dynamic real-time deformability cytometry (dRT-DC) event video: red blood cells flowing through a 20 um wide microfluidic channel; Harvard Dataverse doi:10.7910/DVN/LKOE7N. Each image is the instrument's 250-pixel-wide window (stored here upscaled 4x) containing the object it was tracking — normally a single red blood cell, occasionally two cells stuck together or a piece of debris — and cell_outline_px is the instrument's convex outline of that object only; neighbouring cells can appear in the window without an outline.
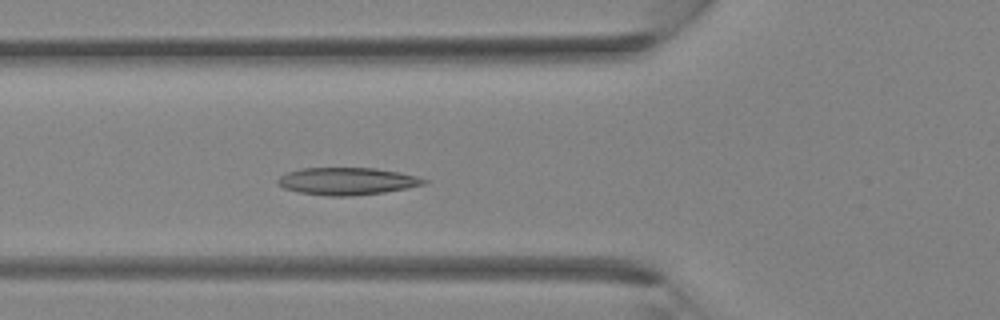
{"species": "Egyptian fruit bat (a non-hibernating species)", "species_latin": "Rousettus aegyptiacus", "temperature_condition": "room temperature", "stored_images_in_passage": 25, "camera_frame_rate_fps": 3000, "um_per_image_px": 0.085, "animal": {"sex": "female"}, "frame": {"image": 1, "passage_image": 2, "time_ms": 0.333, "image_size_px": [1000, 320], "cell_outline_px": [[428, 180], [424, 184], [384, 192], [352, 196], [328, 196], [300, 192], [284, 188], [276, 184], [276, 180], [280, 176], [288, 172], [300, 168], [376, 168], [400, 172], [416, 176]], "centroid_in_image_um": [29.46, 15.39], "position_along_channel_um": 96.3, "area_um2": 23.18}}
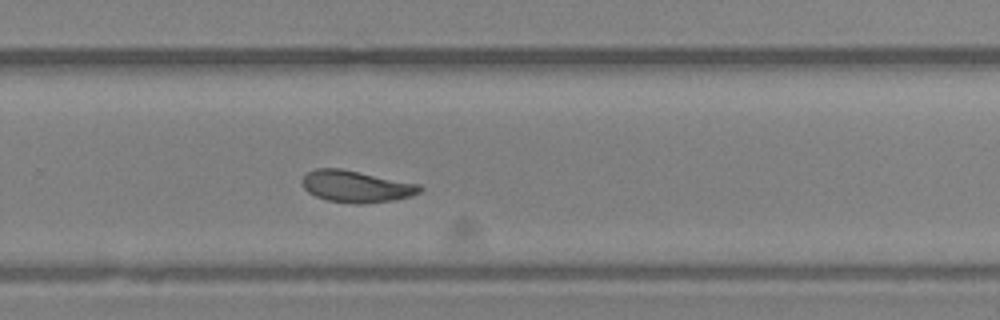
{"frame": {"image": 2, "passage_image": 13, "time_ms": 4.0, "image_size_px": [1000, 320], "cell_outline_px": [[424, 188], [420, 192], [408, 196], [392, 200], [360, 204], [356, 204], [328, 200], [316, 196], [308, 192], [300, 184], [300, 180], [308, 172], [316, 168], [340, 168], [420, 184]], "centroid_in_image_um": [30.24, 15.84], "position_along_channel_um": 299.6, "area_um2": 21.68}}
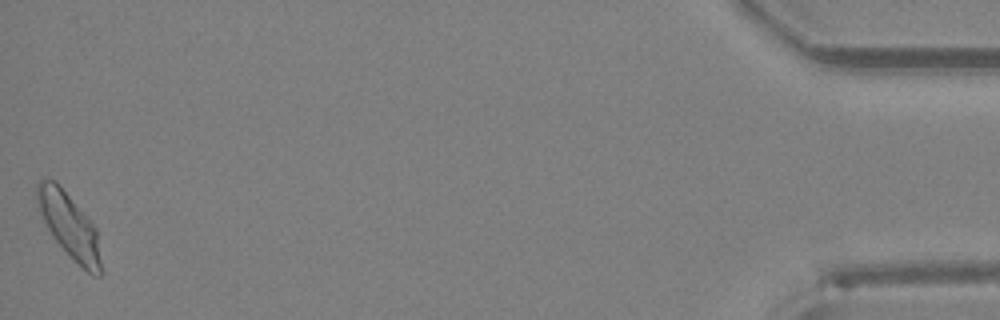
{"frame": {"image": 3, "passage_image": 25, "time_ms": 8.0, "image_size_px": [1000, 320], "cell_outline_px": [[104, 272], [100, 276], [92, 276], [52, 236], [40, 212], [36, 200], [36, 184], [40, 180], [56, 180], [96, 228]], "centroid_in_image_um": [5.92, 19.19], "position_along_channel_um": 429.3, "area_um2": 23.76}}